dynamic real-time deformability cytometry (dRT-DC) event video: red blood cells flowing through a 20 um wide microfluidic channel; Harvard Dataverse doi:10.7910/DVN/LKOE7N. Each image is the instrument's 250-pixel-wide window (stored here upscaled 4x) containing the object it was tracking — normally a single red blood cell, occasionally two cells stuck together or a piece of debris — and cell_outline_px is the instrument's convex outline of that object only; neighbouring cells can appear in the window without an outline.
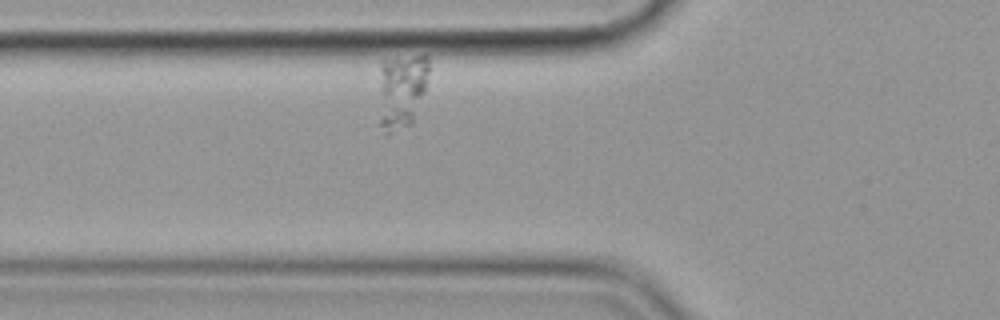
{"species": "common noctule bat (a hibernating species)", "species_latin": "Nyctalus noctula", "temperature_condition": "cold", "stored_images_in_passage": 17, "camera_frame_rate_fps": 3000, "um_per_image_px": 0.085, "animal": {"sex": "female", "body_mass_g": 19.9}, "frame": {"image": 1, "passage_image": 5, "time_ms": 1.333, "image_size_px": [1000, 320], "cell_outline_px": [[428, 80], [424, 92], [412, 124], [388, 136], [380, 124], [380, 60], [416, 56], [428, 56]], "centroid_in_image_um": [34.13, 7.73], "position_along_channel_um": 91.7, "area_um2": 21.96}}